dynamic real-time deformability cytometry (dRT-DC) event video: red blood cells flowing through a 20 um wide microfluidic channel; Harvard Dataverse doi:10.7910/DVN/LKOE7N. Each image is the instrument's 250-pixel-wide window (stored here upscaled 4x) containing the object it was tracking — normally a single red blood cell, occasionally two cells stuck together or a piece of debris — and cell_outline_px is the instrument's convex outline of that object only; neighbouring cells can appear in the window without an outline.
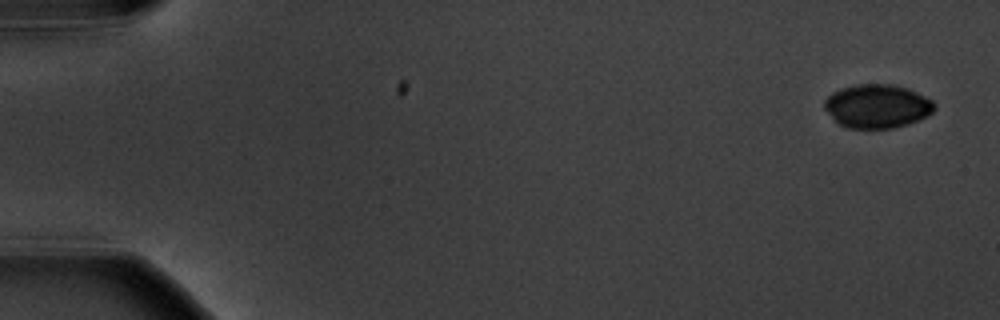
{"species": "common noctule bat (a hibernating species)", "species_latin": "Nyctalus noctula", "temperature_condition": "warm", "stored_images_in_passage": 10, "camera_frame_rate_fps": 3000, "um_per_image_px": 0.085, "animal": {"sex": "male", "body_mass_g": 20.1, "forearm_length_mm": 53.5}, "frame": {"image": 1, "passage_image": 1, "time_ms": 0.0, "image_size_px": [1000, 320], "cell_outline_px": [[936, 108], [928, 116], [908, 124], [892, 128], [848, 128], [840, 124], [824, 108], [824, 100], [832, 92], [840, 88], [856, 84], [892, 84], [908, 88], [932, 100], [936, 104]], "centroid_in_image_um": [74.58, 9.01], "position_along_channel_um": 10.4, "area_um2": 28.03}}
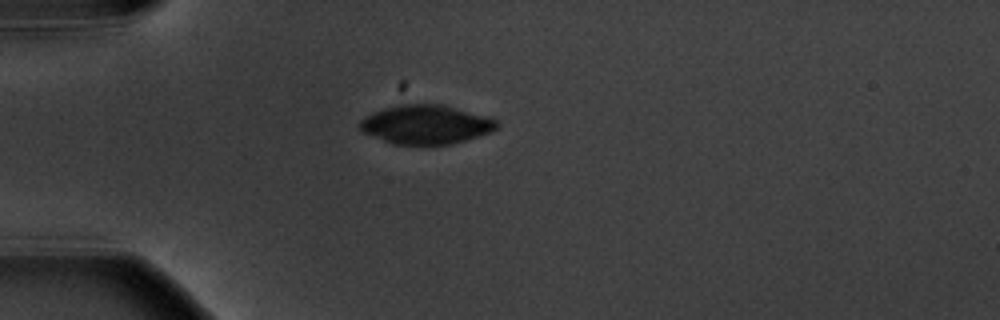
{"frame": {"image": 2, "passage_image": 5, "time_ms": 4.667, "image_size_px": [1000, 320], "cell_outline_px": [[500, 124], [492, 132], [452, 144], [392, 144], [364, 132], [360, 128], [360, 120], [372, 112], [384, 108], [400, 104], [444, 104], [488, 116], [496, 120]], "centroid_in_image_um": [36.24, 10.57], "position_along_channel_um": 48.8, "area_um2": 31.15}}